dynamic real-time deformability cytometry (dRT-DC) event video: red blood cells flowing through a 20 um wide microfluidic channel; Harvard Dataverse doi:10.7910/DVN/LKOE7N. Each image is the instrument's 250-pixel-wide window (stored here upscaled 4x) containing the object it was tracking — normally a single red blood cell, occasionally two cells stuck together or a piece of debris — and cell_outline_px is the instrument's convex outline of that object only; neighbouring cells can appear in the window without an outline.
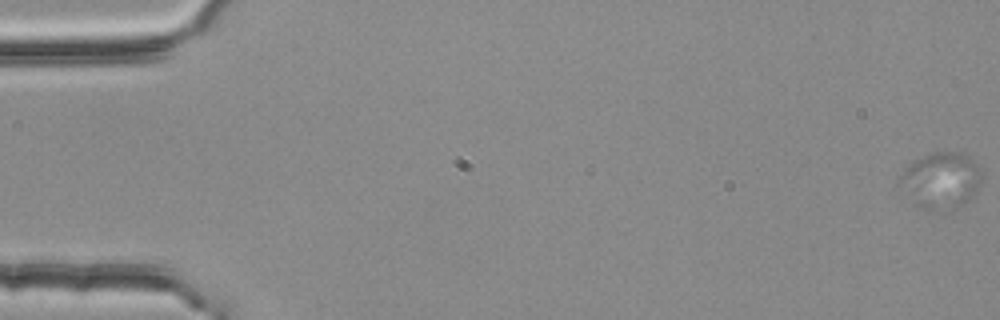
{"species": "common noctule bat (a hibernating species)", "species_latin": "Nyctalus noctula", "temperature_condition": "room temperature", "stored_images_in_passage": 57, "camera_frame_rate_fps": 3000, "um_per_image_px": 0.085, "animal": {"sex": "female", "body_mass_g": 25.1}, "frame": {"image": 1, "passage_image": 1, "time_ms": 0.0, "image_size_px": [1000, 320], "cell_outline_px": [[984, 172], [980, 184], [976, 192], [964, 204], [944, 212], [928, 212], [920, 208], [896, 184], [896, 180], [904, 168], [912, 160], [920, 156], [932, 152], [960, 152], [968, 156]], "centroid_in_image_um": [79.94, 15.35], "position_along_channel_um": 5.1, "area_um2": 27.8}}
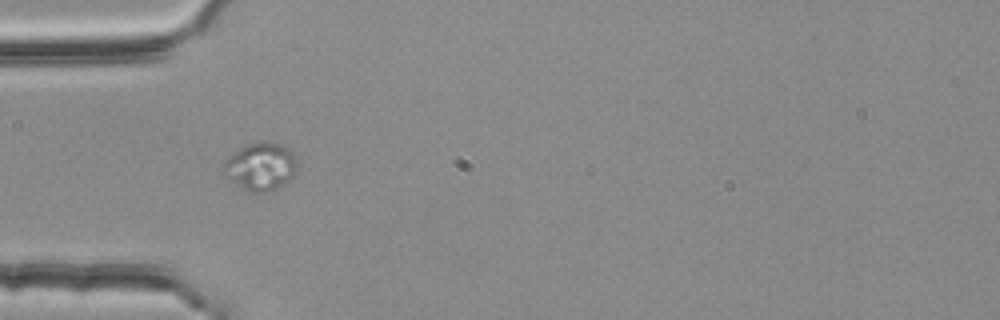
{"frame": {"image": 2, "passage_image": 19, "time_ms": 6.0, "image_size_px": [1000, 320], "cell_outline_px": [[296, 168], [292, 176], [284, 184], [272, 192], [248, 192], [224, 176], [220, 172], [224, 164], [240, 148], [248, 144], [264, 140], [280, 144], [288, 148], [296, 156]], "centroid_in_image_um": [22.15, 14.17], "position_along_channel_um": 62.8, "area_um2": 20.52}, "authors_computed_cell_mechanics": {"area_um2": 11.4444, "velocity_mm_per_s": 3.7103, "shape_relaxation_time_tau1_ms": null, "shape_relaxation_time_tau2_ms": 5.7913, "deformation_change_tau1": null, "deformation_change_tau2": 0.0507}}